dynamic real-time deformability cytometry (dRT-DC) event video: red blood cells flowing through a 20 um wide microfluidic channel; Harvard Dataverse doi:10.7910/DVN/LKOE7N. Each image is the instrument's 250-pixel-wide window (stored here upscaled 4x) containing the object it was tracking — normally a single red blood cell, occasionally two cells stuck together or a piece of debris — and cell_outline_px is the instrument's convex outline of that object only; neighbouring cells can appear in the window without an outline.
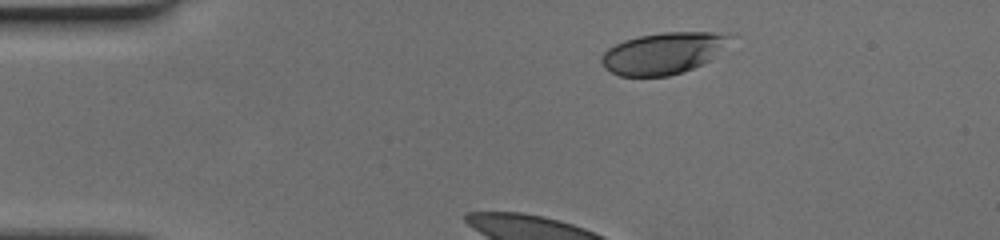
{"species": "human", "species_latin": "Homo sapiens", "temperature_condition": "cold", "stored_images_in_passage": 30, "camera_frame_rate_fps": 3000, "um_per_image_px": 0.085, "donor": {"sex": "female"}, "frame": {"image": 1, "passage_image": 1, "time_ms": 0.0, "image_size_px": [1000, 240], "cell_outline_px": [[732, 36], [708, 60], [692, 68], [668, 76], [620, 76], [604, 68], [600, 60], [600, 56], [608, 48], [624, 40], [640, 36], [664, 32], [712, 32]], "centroid_in_image_um": [56.25, 4.53], "position_along_channel_um": 28.7, "area_um2": 30.35}}
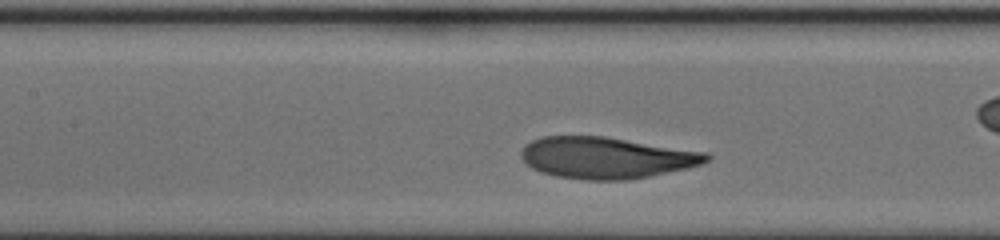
{"frame": {"image": 2, "passage_image": 13, "time_ms": 4.0, "image_size_px": [1000, 240], "cell_outline_px": [[712, 160], [688, 168], [652, 176], [628, 180], [588, 180], [556, 176], [540, 172], [532, 168], [520, 156], [520, 152], [524, 144], [540, 136], [604, 136], [708, 152], [712, 156]], "centroid_in_image_um": [51.56, 13.41], "position_along_channel_um": 155.8, "area_um2": 45.2}}